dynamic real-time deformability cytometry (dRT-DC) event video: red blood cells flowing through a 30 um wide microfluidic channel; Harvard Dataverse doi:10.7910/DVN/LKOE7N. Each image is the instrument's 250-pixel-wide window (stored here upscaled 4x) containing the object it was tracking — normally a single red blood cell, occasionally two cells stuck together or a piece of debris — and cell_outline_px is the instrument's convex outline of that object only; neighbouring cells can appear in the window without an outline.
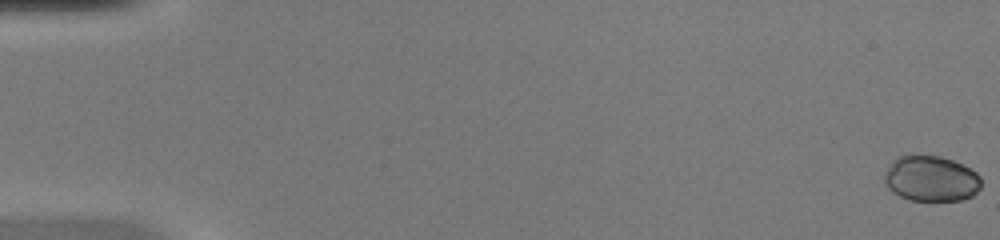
{"species": "common noctule bat (a hibernating species)", "species_latin": "Nyctalus noctula", "temperature_condition": "warm", "stored_images_in_passage": 52, "camera_frame_rate_fps": 3000, "um_per_image_px": 0.085, "animal": {"sex": "female", "body_mass_g": 20.0, "forearm_length_mm": 54.0}, "frame": {"image": 1, "passage_image": 1, "time_ms": 0.0, "image_size_px": [1000, 240], "cell_outline_px": [[980, 188], [972, 196], [964, 200], [908, 200], [892, 192], [888, 188], [884, 180], [884, 172], [900, 156], [912, 152], [940, 156], [952, 160], [976, 172], [980, 176]], "centroid_in_image_um": [79.12, 15.16], "position_along_channel_um": 5.9, "area_um2": 25.95}}
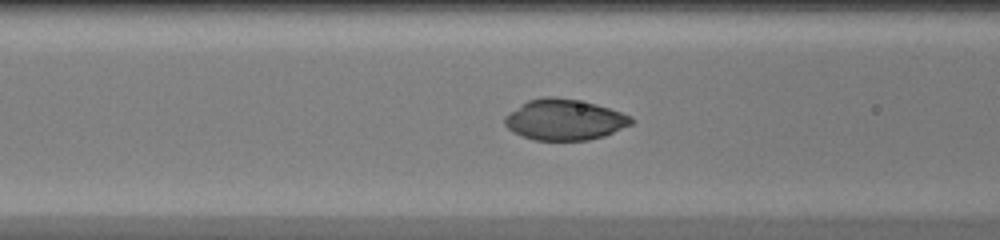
{"frame": {"image": 2, "passage_image": 22, "time_ms": 7.0, "image_size_px": [1000, 240], "cell_outline_px": [[636, 120], [632, 124], [604, 136], [588, 140], [536, 140], [520, 136], [512, 132], [504, 124], [504, 116], [528, 100], [544, 96], [552, 96], [576, 100], [596, 104], [632, 116]], "centroid_in_image_um": [47.98, 10.18], "position_along_channel_um": 118.6, "area_um2": 30.11}}
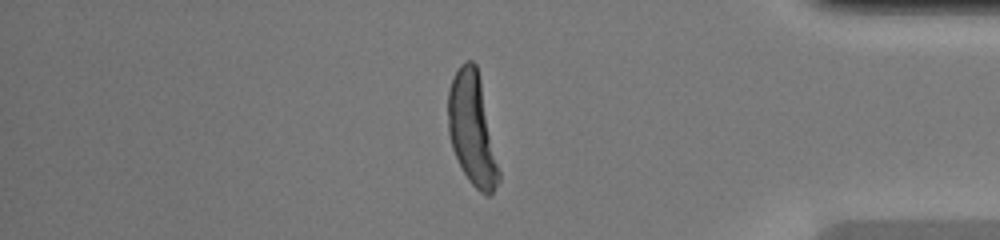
{"frame": {"image": 3, "passage_image": 44, "time_ms": 14.333, "image_size_px": [1000, 240], "cell_outline_px": [[500, 180], [492, 192], [488, 196], [480, 192], [468, 180], [452, 148], [448, 132], [448, 92], [452, 80], [460, 64], [468, 60], [472, 60], [476, 64], [480, 80], [500, 172]], "centroid_in_image_um": [40.13, 11.0], "position_along_channel_um": 395.1, "area_um2": 32.66}, "authors_computed_cell_mechanics": {"area_um2": 29.0445, "velocity_mm_per_s": 4.1312, "shape_relaxation_time_tau1_ms": 3.2564, "shape_relaxation_time_tau2_ms": null, "deformation_change_tau1": 0.193, "deformation_change_tau2": null}}